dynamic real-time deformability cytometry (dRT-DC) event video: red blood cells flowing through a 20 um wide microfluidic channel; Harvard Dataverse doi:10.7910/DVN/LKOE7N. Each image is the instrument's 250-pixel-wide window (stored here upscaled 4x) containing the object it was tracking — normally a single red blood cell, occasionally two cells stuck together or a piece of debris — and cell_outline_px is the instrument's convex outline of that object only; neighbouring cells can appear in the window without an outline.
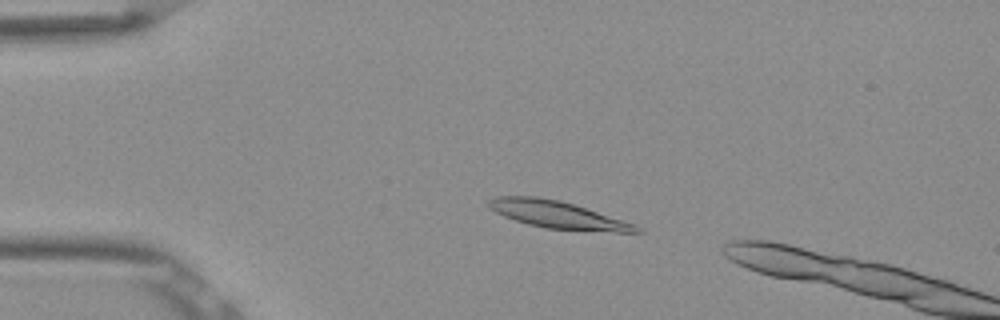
{"species": "Egyptian fruit bat (a non-hibernating species)", "species_latin": "Rousettus aegyptiacus", "temperature_condition": "room temperature", "stored_images_in_passage": 49, "camera_frame_rate_fps": 3000, "um_per_image_px": 0.085, "frame": {"image": 1, "passage_image": 7, "time_ms": 2.0, "image_size_px": [1000, 320], "cell_outline_px": [[644, 232], [616, 232], [548, 228], [528, 224], [504, 216], [488, 208], [488, 200], [496, 196], [536, 196], [560, 200], [636, 224]], "centroid_in_image_um": [47.39, 18.24], "position_along_channel_um": 37.6, "area_um2": 23.24}}
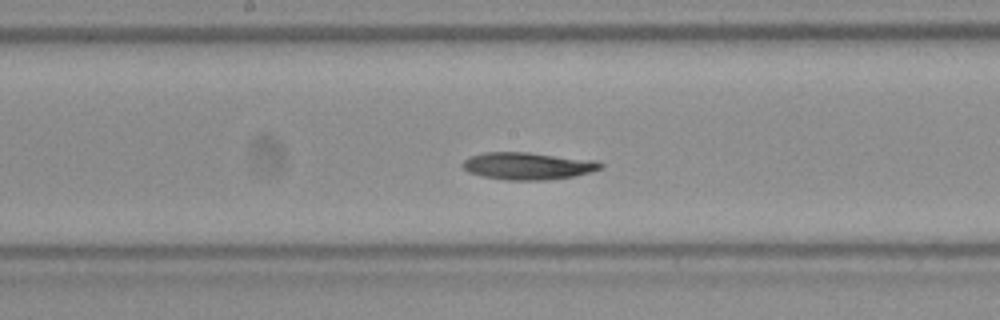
{"frame": {"image": 2, "passage_image": 23, "time_ms": 7.333, "image_size_px": [1000, 320], "cell_outline_px": [[604, 164], [600, 168], [592, 172], [572, 176], [544, 180], [508, 180], [484, 176], [468, 172], [460, 164], [468, 156], [484, 152], [528, 152], [596, 160]], "centroid_in_image_um": [44.84, 14.09], "position_along_channel_um": 203.4, "area_um2": 21.91}}
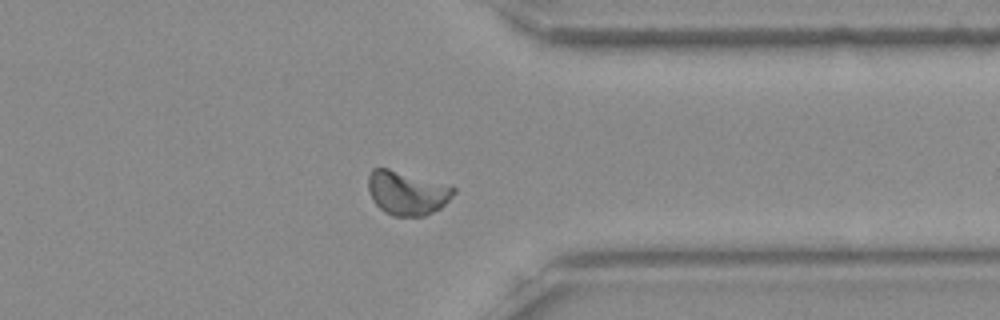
{"frame": {"image": 3, "passage_image": 37, "time_ms": 12.0, "image_size_px": [1000, 320], "cell_outline_px": [[456, 192], [440, 208], [424, 216], [392, 216], [384, 212], [372, 200], [368, 188], [368, 176], [372, 168], [388, 168], [456, 188]], "centroid_in_image_um": [34.55, 16.41], "position_along_channel_um": 376.8, "area_um2": 21.56}, "authors_computed_cell_mechanics": {"area_um2": 21.5594, "velocity_mm_per_s": 3.8112, "shape_relaxation_time_tau1_ms": 9.4632, "shape_relaxation_time_tau2_ms": null, "deformation_change_tau1": 0.1754, "deformation_change_tau2": null}}